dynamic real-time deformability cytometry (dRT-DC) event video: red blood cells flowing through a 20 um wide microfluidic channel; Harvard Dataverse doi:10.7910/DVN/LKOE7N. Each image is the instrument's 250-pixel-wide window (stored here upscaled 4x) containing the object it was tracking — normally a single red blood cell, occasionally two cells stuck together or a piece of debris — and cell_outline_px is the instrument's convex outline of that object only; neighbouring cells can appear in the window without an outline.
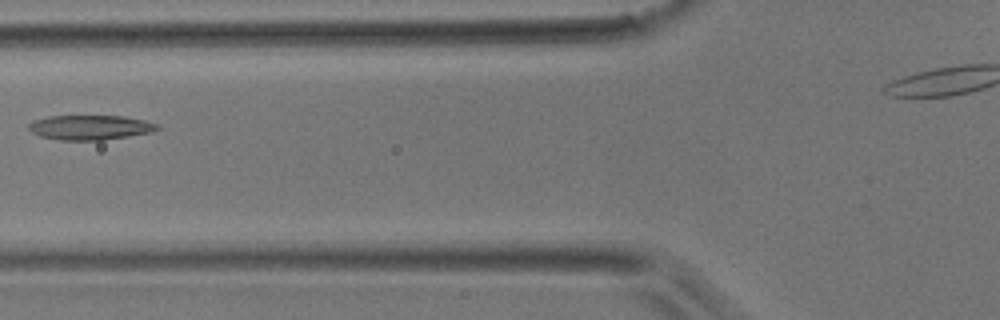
{"species": "common noctule bat (a hibernating species)", "species_latin": "Nyctalus noctula", "temperature_condition": "room temperature", "stored_images_in_passage": 2, "camera_frame_rate_fps": 3000, "um_per_image_px": 0.085, "animal": {"sex": "male", "body_mass_g": 17.9}, "frame": {"image": 1, "passage_image": 2, "time_ms": 0.333, "image_size_px": [1000, 320], "cell_outline_px": [[160, 128], [152, 132], [104, 140], [60, 140], [40, 136], [32, 132], [28, 128], [28, 124], [32, 120], [48, 116], [124, 116], [144, 120], [156, 124]], "centroid_in_image_um": [7.63, 10.83], "position_along_channel_um": 118.2, "area_um2": 18.5}}